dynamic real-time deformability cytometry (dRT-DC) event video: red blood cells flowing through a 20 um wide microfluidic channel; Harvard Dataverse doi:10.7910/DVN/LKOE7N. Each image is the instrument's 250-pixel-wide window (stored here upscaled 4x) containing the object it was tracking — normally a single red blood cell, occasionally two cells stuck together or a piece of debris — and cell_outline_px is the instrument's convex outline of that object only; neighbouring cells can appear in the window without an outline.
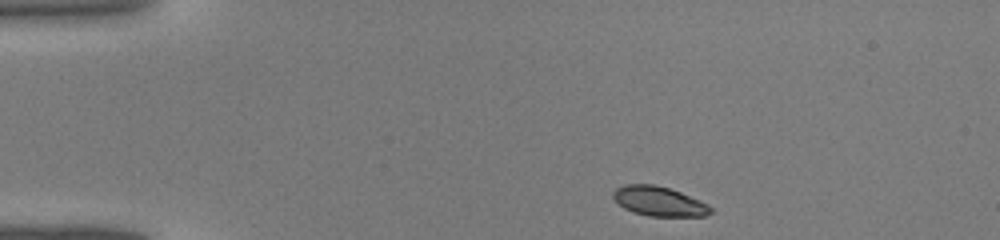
{"species": "common noctule bat (a hibernating species)", "species_latin": "Nyctalus noctula", "temperature_condition": "warm", "stored_images_in_passage": 36, "camera_frame_rate_fps": 3000, "um_per_image_px": 0.085, "animal": {"sex": "male", "body_mass_g": 19.0, "forearm_length_mm": 50.8}, "frame": {"image": 1, "passage_image": 1, "time_ms": 0.0, "image_size_px": [1000, 240], "cell_outline_px": [[712, 212], [704, 216], [648, 216], [632, 212], [624, 208], [612, 196], [612, 192], [616, 188], [624, 184], [652, 184], [668, 188], [680, 192], [700, 200], [708, 204], [712, 208]], "centroid_in_image_um": [56.01, 17.11], "position_along_channel_um": 29.0, "area_um2": 16.76}}
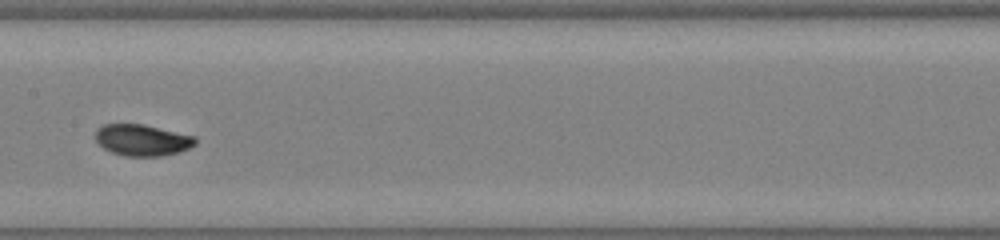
{"frame": {"image": 2, "passage_image": 16, "time_ms": 5.0, "image_size_px": [1000, 240], "cell_outline_px": [[196, 144], [180, 152], [160, 156], [124, 156], [112, 152], [104, 148], [96, 140], [96, 128], [104, 124], [144, 124], [196, 136]], "centroid_in_image_um": [12.11, 11.9], "position_along_channel_um": 195.3, "area_um2": 18.32}}
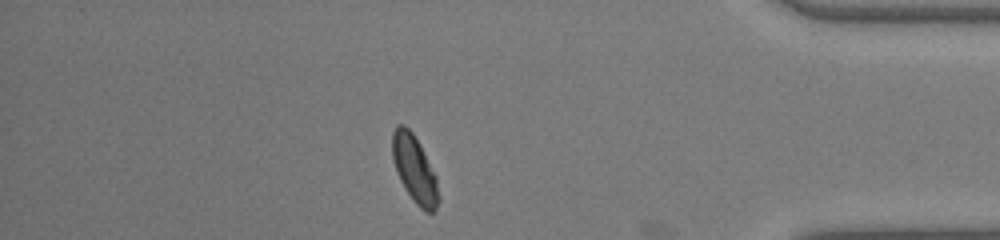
{"frame": {"image": 3, "passage_image": 31, "time_ms": 10.0, "image_size_px": [1000, 240], "cell_outline_px": [[440, 200], [436, 208], [432, 212], [424, 212], [416, 204], [400, 180], [392, 156], [392, 132], [396, 124], [404, 124], [412, 132], [436, 176], [440, 196]], "centroid_in_image_um": [35.24, 14.39], "position_along_channel_um": 400.0, "area_um2": 17.8}}